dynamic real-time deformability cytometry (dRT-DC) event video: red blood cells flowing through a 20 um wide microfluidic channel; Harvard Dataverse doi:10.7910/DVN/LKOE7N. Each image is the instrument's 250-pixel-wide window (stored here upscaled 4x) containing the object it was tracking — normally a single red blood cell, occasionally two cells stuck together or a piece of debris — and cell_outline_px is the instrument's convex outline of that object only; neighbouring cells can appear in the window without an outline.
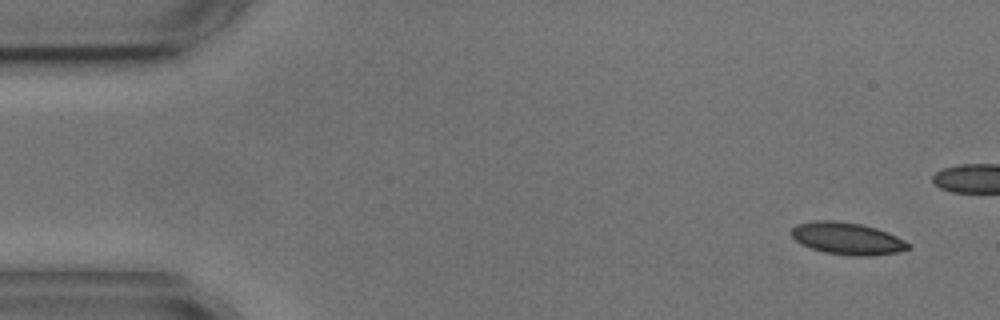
{"species": "common noctule bat (a hibernating species)", "species_latin": "Nyctalus noctula", "temperature_condition": "cold", "stored_images_in_passage": 6, "camera_frame_rate_fps": 3000, "um_per_image_px": 0.085, "animal": {"sex": "male", "body_mass_g": 17.9, "forearm_length_mm": 54.2}, "frame": {"image": 1, "passage_image": 1, "time_ms": 0.0, "image_size_px": [1000, 320], "cell_outline_px": [[912, 248], [896, 252], [872, 256], [852, 256], [824, 252], [812, 248], [796, 240], [792, 236], [792, 228], [796, 224], [812, 220], [836, 220], [860, 224], [876, 228], [888, 232], [912, 244]], "centroid_in_image_um": [72.05, 20.27], "position_along_channel_um": 13.0, "area_um2": 21.91}}